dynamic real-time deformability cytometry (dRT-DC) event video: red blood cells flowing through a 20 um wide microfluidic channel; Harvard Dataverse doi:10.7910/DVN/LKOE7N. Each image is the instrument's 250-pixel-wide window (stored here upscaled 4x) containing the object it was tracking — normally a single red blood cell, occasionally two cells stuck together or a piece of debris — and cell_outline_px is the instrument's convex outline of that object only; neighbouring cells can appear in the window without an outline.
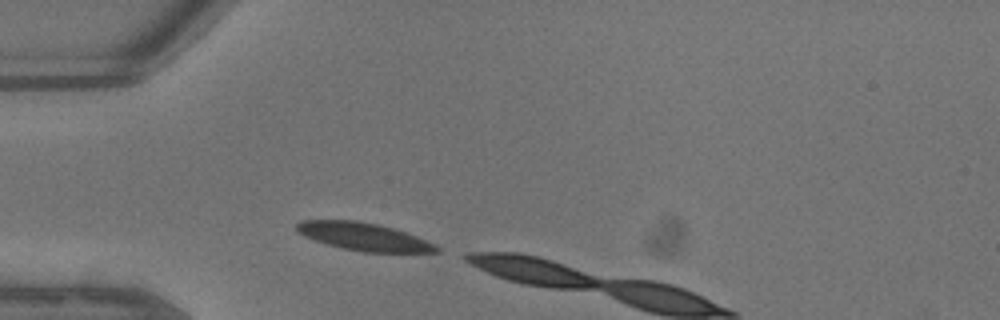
{"species": "common noctule bat (a hibernating species)", "species_latin": "Nyctalus noctula", "temperature_condition": "warm", "stored_images_in_passage": 3, "camera_frame_rate_fps": 3000, "um_per_image_px": 0.085, "animal": {"sex": "male", "body_mass_g": 13.3}, "frame": {"image": 1, "passage_image": 1, "time_ms": 0.0, "image_size_px": [1000, 320], "cell_outline_px": [[440, 252], [364, 252], [344, 248], [328, 244], [304, 236], [296, 232], [296, 224], [304, 220], [356, 220], [376, 224], [392, 228], [416, 236], [436, 244], [440, 248]], "centroid_in_image_um": [30.92, 20.11], "position_along_channel_um": 54.1, "area_um2": 22.37}}